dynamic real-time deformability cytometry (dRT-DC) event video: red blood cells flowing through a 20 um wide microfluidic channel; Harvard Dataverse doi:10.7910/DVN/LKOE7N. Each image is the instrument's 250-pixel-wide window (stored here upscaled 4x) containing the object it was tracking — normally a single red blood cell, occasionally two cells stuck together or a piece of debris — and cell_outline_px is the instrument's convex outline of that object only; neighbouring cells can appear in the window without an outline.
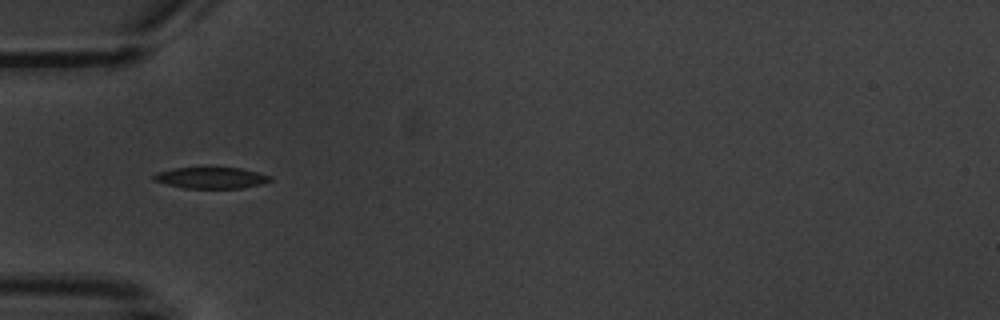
{"species": "common noctule bat (a hibernating species)", "species_latin": "Nyctalus noctula", "temperature_condition": "warm", "stored_images_in_passage": 4, "camera_frame_rate_fps": 3000, "um_per_image_px": 0.085, "animal": {"sex": "male", "body_mass_g": 20.1, "forearm_length_mm": 53.5}, "frame": {"image": 1, "passage_image": 4, "time_ms": 3.667, "image_size_px": [1000, 320], "cell_outline_px": [[272, 180], [260, 184], [240, 188], [184, 188], [152, 180], [152, 176], [156, 172], [176, 168], [204, 164], [240, 168], [272, 176]], "centroid_in_image_um": [17.9, 15.06], "position_along_channel_um": 67.1, "area_um2": 15.14}}